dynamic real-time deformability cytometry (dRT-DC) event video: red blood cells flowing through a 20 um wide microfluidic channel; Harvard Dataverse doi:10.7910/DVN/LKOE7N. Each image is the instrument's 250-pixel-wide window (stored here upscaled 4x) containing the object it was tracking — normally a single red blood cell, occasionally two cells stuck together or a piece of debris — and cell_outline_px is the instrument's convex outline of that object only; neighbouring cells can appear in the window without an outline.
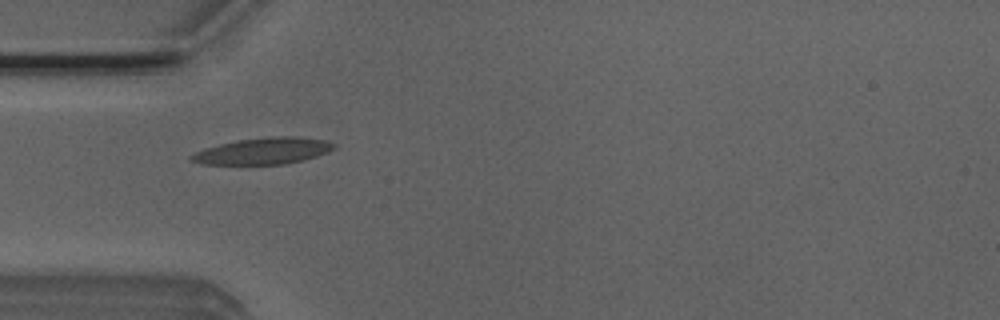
{"species": "Egyptian fruit bat (a non-hibernating species)", "species_latin": "Rousettus aegyptiacus", "temperature_condition": "room temperature", "stored_images_in_passage": 4, "camera_frame_rate_fps": 3000, "um_per_image_px": 0.085, "animal": {"sex": "male"}, "frame": {"image": 1, "passage_image": 1, "time_ms": 0.0, "image_size_px": [1000, 320], "cell_outline_px": [[336, 148], [328, 152], [316, 156], [284, 164], [200, 164], [188, 160], [188, 156], [204, 148], [236, 140], [268, 136], [292, 136], [324, 140], [336, 144]], "centroid_in_image_um": [22.33, 12.83], "position_along_channel_um": 62.7, "area_um2": 22.02}}
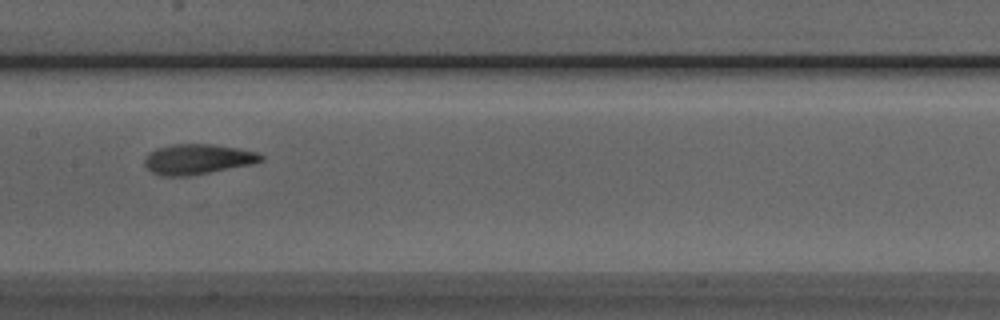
{"frame": {"image": 2, "passage_image": 4, "time_ms": 1.0, "image_size_px": [1000, 320], "cell_outline_px": [[264, 160], [252, 164], [188, 176], [160, 176], [152, 172], [144, 164], [144, 160], [148, 152], [156, 148], [172, 144], [212, 144], [236, 148], [256, 152], [264, 156]], "centroid_in_image_um": [16.77, 13.53], "position_along_channel_um": 190.6, "area_um2": 20.46}}